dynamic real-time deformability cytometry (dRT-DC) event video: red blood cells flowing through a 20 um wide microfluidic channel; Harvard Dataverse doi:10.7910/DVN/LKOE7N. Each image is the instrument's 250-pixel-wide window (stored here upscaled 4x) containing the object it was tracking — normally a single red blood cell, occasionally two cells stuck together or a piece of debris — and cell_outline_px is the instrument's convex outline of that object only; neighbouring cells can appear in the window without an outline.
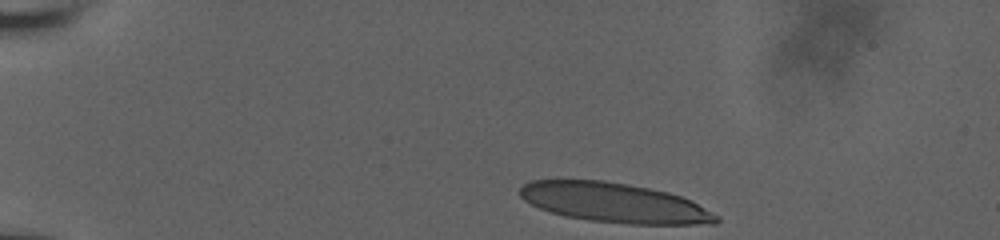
{"species": "human", "species_latin": "Homo sapiens", "temperature_condition": "room temperature", "stored_images_in_passage": 38, "camera_frame_rate_fps": 3000, "um_per_image_px": 0.085, "donor": {"sex": "male"}, "frame": {"image": 1, "passage_image": 1, "time_ms": 0.0, "image_size_px": [1000, 240], "cell_outline_px": [[720, 220], [716, 224], [628, 224], [588, 220], [564, 216], [540, 208], [524, 200], [520, 196], [520, 188], [524, 184], [532, 180], [604, 180], [648, 188], [668, 192], [692, 200], [720, 216]], "centroid_in_image_um": [52.26, 17.24], "position_along_channel_um": 32.7, "area_um2": 45.32}}
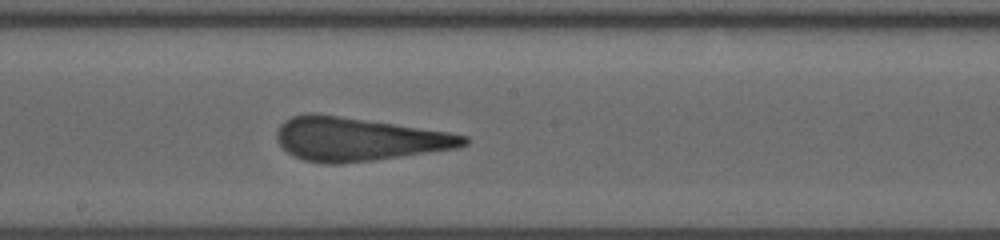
{"frame": {"image": 2, "passage_image": 22, "time_ms": 7.0, "image_size_px": [1000, 240], "cell_outline_px": [[468, 144], [456, 148], [372, 160], [336, 164], [328, 164], [304, 160], [292, 156], [276, 140], [276, 132], [280, 124], [284, 120], [292, 116], [308, 112], [312, 112], [396, 124], [448, 132], [468, 136]], "centroid_in_image_um": [30.41, 11.82], "position_along_channel_um": 217.8, "area_um2": 47.11}}
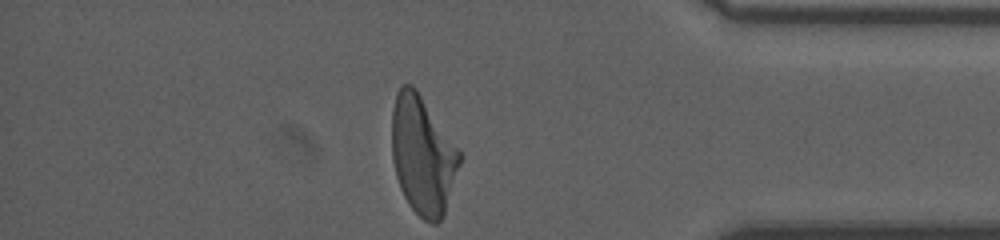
{"frame": {"image": 3, "passage_image": 38, "time_ms": 12.333, "image_size_px": [1000, 240], "cell_outline_px": [[460, 164], [444, 212], [440, 220], [436, 224], [432, 224], [424, 220], [408, 204], [400, 188], [396, 176], [392, 160], [392, 108], [396, 92], [404, 84], [412, 84], [416, 88], [460, 152]], "centroid_in_image_um": [35.89, 13.19], "position_along_channel_um": 399.3, "area_um2": 46.18}, "authors_computed_cell_mechanics": {"area_um2": 47.107, "velocity_mm_per_s": 3.8294, "shape_relaxation_time_tau1_ms": 9.4196, "shape_relaxation_time_tau2_ms": 1.2468, "deformation_change_tau1": 0.3277, "deformation_change_tau2": 0.1179}}